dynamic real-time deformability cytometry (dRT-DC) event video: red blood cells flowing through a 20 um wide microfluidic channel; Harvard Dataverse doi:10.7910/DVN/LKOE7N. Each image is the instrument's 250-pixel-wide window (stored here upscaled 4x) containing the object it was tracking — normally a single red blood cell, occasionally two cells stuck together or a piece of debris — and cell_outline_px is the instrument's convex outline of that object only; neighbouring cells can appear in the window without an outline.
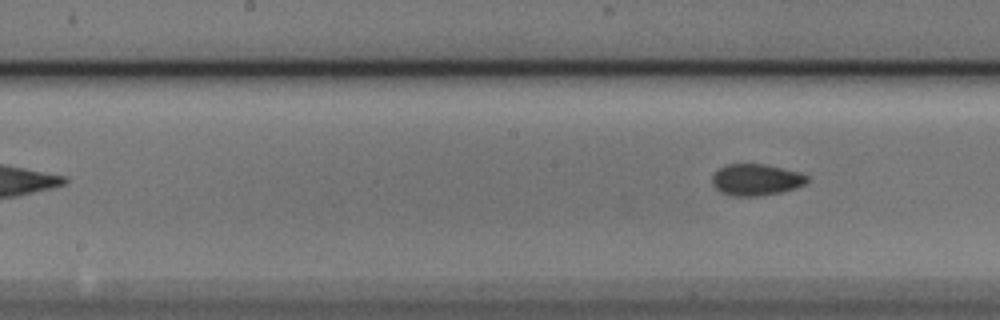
{"species": "Egyptian fruit bat (a non-hibernating species)", "species_latin": "Rousettus aegyptiacus", "temperature_condition": "cold", "stored_images_in_passage": 10, "segment_of_instrument_passage": [2, 2], "camera_frame_rate_fps": 3000, "um_per_image_px": 0.085, "animal": {"sex": "male"}, "frame": {"image": 1, "passage_image": 10, "time_ms": 3.0, "image_size_px": [1000, 320], "cell_outline_px": [[808, 184], [796, 188], [780, 192], [756, 196], [732, 196], [720, 192], [712, 184], [712, 176], [724, 164], [764, 164], [800, 172], [808, 176]], "centroid_in_image_um": [64.28, 15.28], "position_along_channel_um": 183.9, "area_um2": 17.51}}